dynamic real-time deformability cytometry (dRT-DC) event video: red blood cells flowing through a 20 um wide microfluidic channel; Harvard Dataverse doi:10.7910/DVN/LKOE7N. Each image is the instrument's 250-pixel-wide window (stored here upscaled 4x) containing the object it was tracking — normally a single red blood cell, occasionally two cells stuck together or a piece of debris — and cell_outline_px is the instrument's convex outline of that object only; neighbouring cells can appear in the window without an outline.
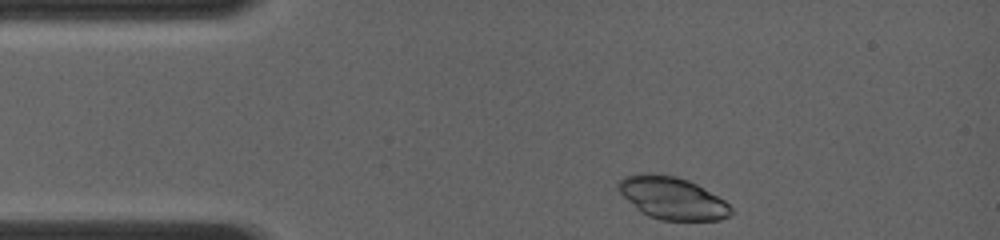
{"species": "common noctule bat (a hibernating species)", "species_latin": "Nyctalus noctula", "temperature_condition": "room temperature", "stored_images_in_passage": 7, "camera_frame_rate_fps": 4000, "um_per_image_px": 0.085, "animal": {"sex": "female", "body_mass_g": 19.0, "forearm_length_mm": 56.7}, "frame": {"image": 1, "passage_image": 1, "time_ms": 0.0, "image_size_px": [1000, 240], "cell_outline_px": [[736, 212], [720, 220], [660, 220], [648, 216], [640, 212], [616, 188], [616, 184], [624, 176], [640, 172], [652, 172], [676, 176], [688, 180], [696, 184], [724, 200]], "centroid_in_image_um": [57.12, 16.82], "position_along_channel_um": 27.9, "area_um2": 28.03}}
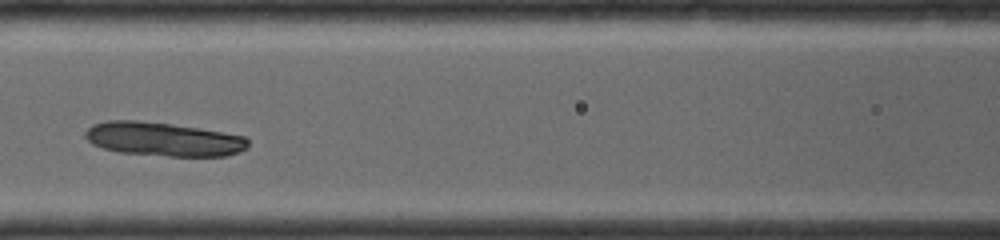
{"frame": {"image": 2, "passage_image": 5, "time_ms": 4.0, "image_size_px": [1000, 240], "cell_outline_px": [[248, 148], [240, 152], [228, 156], [168, 156], [120, 152], [104, 148], [92, 144], [84, 136], [84, 132], [92, 124], [108, 120], [136, 120], [200, 128], [224, 132], [244, 136], [248, 140]], "centroid_in_image_um": [13.9, 11.83], "position_along_channel_um": 152.7, "area_um2": 32.14}}
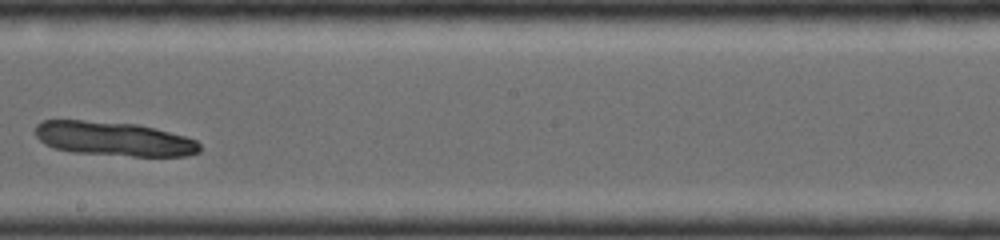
{"frame": {"image": 3, "passage_image": 7, "time_ms": 6.0, "image_size_px": [1000, 240], "cell_outline_px": [[200, 152], [188, 156], [132, 156], [72, 152], [56, 148], [44, 144], [36, 136], [36, 124], [44, 120], [80, 120], [136, 124], [156, 128], [184, 136], [196, 140], [200, 144]], "centroid_in_image_um": [9.69, 11.8], "position_along_channel_um": 238.5, "area_um2": 32.71}}